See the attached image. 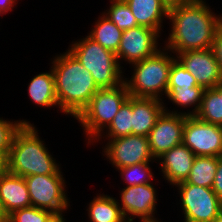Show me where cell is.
<instances>
[{
	"mask_svg": "<svg viewBox=\"0 0 222 222\" xmlns=\"http://www.w3.org/2000/svg\"><path fill=\"white\" fill-rule=\"evenodd\" d=\"M206 2L193 0L168 10L171 29L168 38L163 41L165 49L176 56L188 50L212 48L222 24V14L217 15Z\"/></svg>",
	"mask_w": 222,
	"mask_h": 222,
	"instance_id": "1",
	"label": "cell"
},
{
	"mask_svg": "<svg viewBox=\"0 0 222 222\" xmlns=\"http://www.w3.org/2000/svg\"><path fill=\"white\" fill-rule=\"evenodd\" d=\"M60 113L76 119L100 89L90 71L67 50L50 60Z\"/></svg>",
	"mask_w": 222,
	"mask_h": 222,
	"instance_id": "2",
	"label": "cell"
},
{
	"mask_svg": "<svg viewBox=\"0 0 222 222\" xmlns=\"http://www.w3.org/2000/svg\"><path fill=\"white\" fill-rule=\"evenodd\" d=\"M37 129L33 123L23 124L16 132L6 158L7 171L22 177L63 174Z\"/></svg>",
	"mask_w": 222,
	"mask_h": 222,
	"instance_id": "3",
	"label": "cell"
},
{
	"mask_svg": "<svg viewBox=\"0 0 222 222\" xmlns=\"http://www.w3.org/2000/svg\"><path fill=\"white\" fill-rule=\"evenodd\" d=\"M176 60L172 52L161 48L152 57L129 66L131 77H124L128 93L134 97L157 98L163 101L166 96L169 73Z\"/></svg>",
	"mask_w": 222,
	"mask_h": 222,
	"instance_id": "4",
	"label": "cell"
},
{
	"mask_svg": "<svg viewBox=\"0 0 222 222\" xmlns=\"http://www.w3.org/2000/svg\"><path fill=\"white\" fill-rule=\"evenodd\" d=\"M93 76L99 88H114L124 82L125 71L114 52L87 35L72 41L67 49Z\"/></svg>",
	"mask_w": 222,
	"mask_h": 222,
	"instance_id": "5",
	"label": "cell"
},
{
	"mask_svg": "<svg viewBox=\"0 0 222 222\" xmlns=\"http://www.w3.org/2000/svg\"><path fill=\"white\" fill-rule=\"evenodd\" d=\"M129 96L125 82L114 88H100L92 96L88 106L75 119L85 133L88 146L110 125Z\"/></svg>",
	"mask_w": 222,
	"mask_h": 222,
	"instance_id": "6",
	"label": "cell"
},
{
	"mask_svg": "<svg viewBox=\"0 0 222 222\" xmlns=\"http://www.w3.org/2000/svg\"><path fill=\"white\" fill-rule=\"evenodd\" d=\"M31 206L46 209L58 217H64L70 208L66 180L63 174L30 175L24 177Z\"/></svg>",
	"mask_w": 222,
	"mask_h": 222,
	"instance_id": "7",
	"label": "cell"
},
{
	"mask_svg": "<svg viewBox=\"0 0 222 222\" xmlns=\"http://www.w3.org/2000/svg\"><path fill=\"white\" fill-rule=\"evenodd\" d=\"M179 195L184 222H213L222 212V201L212 188L185 181L174 186Z\"/></svg>",
	"mask_w": 222,
	"mask_h": 222,
	"instance_id": "8",
	"label": "cell"
},
{
	"mask_svg": "<svg viewBox=\"0 0 222 222\" xmlns=\"http://www.w3.org/2000/svg\"><path fill=\"white\" fill-rule=\"evenodd\" d=\"M106 140L102 154L115 170L142 162L157 163L151 153L148 137L130 134Z\"/></svg>",
	"mask_w": 222,
	"mask_h": 222,
	"instance_id": "9",
	"label": "cell"
},
{
	"mask_svg": "<svg viewBox=\"0 0 222 222\" xmlns=\"http://www.w3.org/2000/svg\"><path fill=\"white\" fill-rule=\"evenodd\" d=\"M160 36L157 31L145 26L123 31L119 48L115 53L121 68L124 70L123 60L125 64L132 65L156 54L163 48L160 45L162 43H159Z\"/></svg>",
	"mask_w": 222,
	"mask_h": 222,
	"instance_id": "10",
	"label": "cell"
},
{
	"mask_svg": "<svg viewBox=\"0 0 222 222\" xmlns=\"http://www.w3.org/2000/svg\"><path fill=\"white\" fill-rule=\"evenodd\" d=\"M182 143L195 156L218 157L222 155V126L185 116Z\"/></svg>",
	"mask_w": 222,
	"mask_h": 222,
	"instance_id": "11",
	"label": "cell"
},
{
	"mask_svg": "<svg viewBox=\"0 0 222 222\" xmlns=\"http://www.w3.org/2000/svg\"><path fill=\"white\" fill-rule=\"evenodd\" d=\"M118 205L127 222L157 220L158 193L153 183L124 187L119 192Z\"/></svg>",
	"mask_w": 222,
	"mask_h": 222,
	"instance_id": "12",
	"label": "cell"
},
{
	"mask_svg": "<svg viewBox=\"0 0 222 222\" xmlns=\"http://www.w3.org/2000/svg\"><path fill=\"white\" fill-rule=\"evenodd\" d=\"M175 57L195 77L202 88H214L222 82L219 63L212 48L188 50Z\"/></svg>",
	"mask_w": 222,
	"mask_h": 222,
	"instance_id": "13",
	"label": "cell"
},
{
	"mask_svg": "<svg viewBox=\"0 0 222 222\" xmlns=\"http://www.w3.org/2000/svg\"><path fill=\"white\" fill-rule=\"evenodd\" d=\"M185 115L163 111L149 132L148 141L155 160L182 143Z\"/></svg>",
	"mask_w": 222,
	"mask_h": 222,
	"instance_id": "14",
	"label": "cell"
},
{
	"mask_svg": "<svg viewBox=\"0 0 222 222\" xmlns=\"http://www.w3.org/2000/svg\"><path fill=\"white\" fill-rule=\"evenodd\" d=\"M194 158L195 154L185 144L174 146L157 159L161 176L174 188L188 178Z\"/></svg>",
	"mask_w": 222,
	"mask_h": 222,
	"instance_id": "15",
	"label": "cell"
},
{
	"mask_svg": "<svg viewBox=\"0 0 222 222\" xmlns=\"http://www.w3.org/2000/svg\"><path fill=\"white\" fill-rule=\"evenodd\" d=\"M31 207L28 187L24 177L5 171L0 176V216Z\"/></svg>",
	"mask_w": 222,
	"mask_h": 222,
	"instance_id": "16",
	"label": "cell"
},
{
	"mask_svg": "<svg viewBox=\"0 0 222 222\" xmlns=\"http://www.w3.org/2000/svg\"><path fill=\"white\" fill-rule=\"evenodd\" d=\"M163 111L162 100L132 96V134L147 137Z\"/></svg>",
	"mask_w": 222,
	"mask_h": 222,
	"instance_id": "17",
	"label": "cell"
},
{
	"mask_svg": "<svg viewBox=\"0 0 222 222\" xmlns=\"http://www.w3.org/2000/svg\"><path fill=\"white\" fill-rule=\"evenodd\" d=\"M125 2L139 26L151 28L162 35L163 23L168 19L169 9L161 0H125Z\"/></svg>",
	"mask_w": 222,
	"mask_h": 222,
	"instance_id": "18",
	"label": "cell"
},
{
	"mask_svg": "<svg viewBox=\"0 0 222 222\" xmlns=\"http://www.w3.org/2000/svg\"><path fill=\"white\" fill-rule=\"evenodd\" d=\"M204 88L201 86H195L191 88H181L179 86H167L166 97H163V101L165 98L175 105V108L168 109L167 103H164V111L173 113V114H182L185 116H194L200 107V103L202 101ZM180 110H178L177 108ZM181 108L182 111H181ZM185 108H191L186 111ZM176 109V110H175ZM191 110V111H190Z\"/></svg>",
	"mask_w": 222,
	"mask_h": 222,
	"instance_id": "19",
	"label": "cell"
},
{
	"mask_svg": "<svg viewBox=\"0 0 222 222\" xmlns=\"http://www.w3.org/2000/svg\"><path fill=\"white\" fill-rule=\"evenodd\" d=\"M27 93L31 102L44 109L58 107V100L55 92V78L50 66L49 71L41 72L30 79L27 87Z\"/></svg>",
	"mask_w": 222,
	"mask_h": 222,
	"instance_id": "20",
	"label": "cell"
},
{
	"mask_svg": "<svg viewBox=\"0 0 222 222\" xmlns=\"http://www.w3.org/2000/svg\"><path fill=\"white\" fill-rule=\"evenodd\" d=\"M95 194L86 209L88 222H127L118 205L117 198L113 195Z\"/></svg>",
	"mask_w": 222,
	"mask_h": 222,
	"instance_id": "21",
	"label": "cell"
},
{
	"mask_svg": "<svg viewBox=\"0 0 222 222\" xmlns=\"http://www.w3.org/2000/svg\"><path fill=\"white\" fill-rule=\"evenodd\" d=\"M100 15L97 20L94 21V25L92 24L93 27L89 33H87V36L99 43L102 47L116 53L123 31L103 13Z\"/></svg>",
	"mask_w": 222,
	"mask_h": 222,
	"instance_id": "22",
	"label": "cell"
},
{
	"mask_svg": "<svg viewBox=\"0 0 222 222\" xmlns=\"http://www.w3.org/2000/svg\"><path fill=\"white\" fill-rule=\"evenodd\" d=\"M130 134H132V96H129L122 104L110 125L90 144V146L95 145L99 141L104 140L103 142H105V139L120 138Z\"/></svg>",
	"mask_w": 222,
	"mask_h": 222,
	"instance_id": "23",
	"label": "cell"
},
{
	"mask_svg": "<svg viewBox=\"0 0 222 222\" xmlns=\"http://www.w3.org/2000/svg\"><path fill=\"white\" fill-rule=\"evenodd\" d=\"M218 157L195 156L186 183L212 188L217 171Z\"/></svg>",
	"mask_w": 222,
	"mask_h": 222,
	"instance_id": "24",
	"label": "cell"
},
{
	"mask_svg": "<svg viewBox=\"0 0 222 222\" xmlns=\"http://www.w3.org/2000/svg\"><path fill=\"white\" fill-rule=\"evenodd\" d=\"M194 116L201 121L222 126V95L215 88L205 89Z\"/></svg>",
	"mask_w": 222,
	"mask_h": 222,
	"instance_id": "25",
	"label": "cell"
},
{
	"mask_svg": "<svg viewBox=\"0 0 222 222\" xmlns=\"http://www.w3.org/2000/svg\"><path fill=\"white\" fill-rule=\"evenodd\" d=\"M109 7L102 13L114 22L120 30L125 31L138 25L130 7L125 0H109Z\"/></svg>",
	"mask_w": 222,
	"mask_h": 222,
	"instance_id": "26",
	"label": "cell"
},
{
	"mask_svg": "<svg viewBox=\"0 0 222 222\" xmlns=\"http://www.w3.org/2000/svg\"><path fill=\"white\" fill-rule=\"evenodd\" d=\"M150 163L154 164V162H142L116 169L120 173L124 185H126L124 187L153 183L152 180L154 181L155 175Z\"/></svg>",
	"mask_w": 222,
	"mask_h": 222,
	"instance_id": "27",
	"label": "cell"
},
{
	"mask_svg": "<svg viewBox=\"0 0 222 222\" xmlns=\"http://www.w3.org/2000/svg\"><path fill=\"white\" fill-rule=\"evenodd\" d=\"M7 218L10 222H55L59 217L49 210L31 206L15 210Z\"/></svg>",
	"mask_w": 222,
	"mask_h": 222,
	"instance_id": "28",
	"label": "cell"
},
{
	"mask_svg": "<svg viewBox=\"0 0 222 222\" xmlns=\"http://www.w3.org/2000/svg\"><path fill=\"white\" fill-rule=\"evenodd\" d=\"M23 124H31L28 120H5L0 117V154L8 156L16 132Z\"/></svg>",
	"mask_w": 222,
	"mask_h": 222,
	"instance_id": "29",
	"label": "cell"
},
{
	"mask_svg": "<svg viewBox=\"0 0 222 222\" xmlns=\"http://www.w3.org/2000/svg\"><path fill=\"white\" fill-rule=\"evenodd\" d=\"M168 86L191 88L199 85L195 77L176 59L170 69Z\"/></svg>",
	"mask_w": 222,
	"mask_h": 222,
	"instance_id": "30",
	"label": "cell"
},
{
	"mask_svg": "<svg viewBox=\"0 0 222 222\" xmlns=\"http://www.w3.org/2000/svg\"><path fill=\"white\" fill-rule=\"evenodd\" d=\"M212 49H213L216 59L219 63V68H220L221 75H222V24L219 26V28L216 32Z\"/></svg>",
	"mask_w": 222,
	"mask_h": 222,
	"instance_id": "31",
	"label": "cell"
},
{
	"mask_svg": "<svg viewBox=\"0 0 222 222\" xmlns=\"http://www.w3.org/2000/svg\"><path fill=\"white\" fill-rule=\"evenodd\" d=\"M212 189L218 198L222 201V155L218 156L217 171Z\"/></svg>",
	"mask_w": 222,
	"mask_h": 222,
	"instance_id": "32",
	"label": "cell"
},
{
	"mask_svg": "<svg viewBox=\"0 0 222 222\" xmlns=\"http://www.w3.org/2000/svg\"><path fill=\"white\" fill-rule=\"evenodd\" d=\"M19 0H0V18L8 12H12L17 7ZM16 5V6H15Z\"/></svg>",
	"mask_w": 222,
	"mask_h": 222,
	"instance_id": "33",
	"label": "cell"
},
{
	"mask_svg": "<svg viewBox=\"0 0 222 222\" xmlns=\"http://www.w3.org/2000/svg\"><path fill=\"white\" fill-rule=\"evenodd\" d=\"M193 0H161V2L168 8H174L177 7L178 5H182L188 2H191Z\"/></svg>",
	"mask_w": 222,
	"mask_h": 222,
	"instance_id": "34",
	"label": "cell"
},
{
	"mask_svg": "<svg viewBox=\"0 0 222 222\" xmlns=\"http://www.w3.org/2000/svg\"><path fill=\"white\" fill-rule=\"evenodd\" d=\"M4 154H0V176L7 170V160Z\"/></svg>",
	"mask_w": 222,
	"mask_h": 222,
	"instance_id": "35",
	"label": "cell"
},
{
	"mask_svg": "<svg viewBox=\"0 0 222 222\" xmlns=\"http://www.w3.org/2000/svg\"><path fill=\"white\" fill-rule=\"evenodd\" d=\"M214 88L222 95V82L217 84Z\"/></svg>",
	"mask_w": 222,
	"mask_h": 222,
	"instance_id": "36",
	"label": "cell"
},
{
	"mask_svg": "<svg viewBox=\"0 0 222 222\" xmlns=\"http://www.w3.org/2000/svg\"><path fill=\"white\" fill-rule=\"evenodd\" d=\"M213 222H222V212L218 215V217Z\"/></svg>",
	"mask_w": 222,
	"mask_h": 222,
	"instance_id": "37",
	"label": "cell"
},
{
	"mask_svg": "<svg viewBox=\"0 0 222 222\" xmlns=\"http://www.w3.org/2000/svg\"><path fill=\"white\" fill-rule=\"evenodd\" d=\"M0 222H10L7 217L0 216Z\"/></svg>",
	"mask_w": 222,
	"mask_h": 222,
	"instance_id": "38",
	"label": "cell"
},
{
	"mask_svg": "<svg viewBox=\"0 0 222 222\" xmlns=\"http://www.w3.org/2000/svg\"><path fill=\"white\" fill-rule=\"evenodd\" d=\"M65 217H59L55 222H66Z\"/></svg>",
	"mask_w": 222,
	"mask_h": 222,
	"instance_id": "39",
	"label": "cell"
},
{
	"mask_svg": "<svg viewBox=\"0 0 222 222\" xmlns=\"http://www.w3.org/2000/svg\"><path fill=\"white\" fill-rule=\"evenodd\" d=\"M139 222H161L160 219L157 220H148V221H139Z\"/></svg>",
	"mask_w": 222,
	"mask_h": 222,
	"instance_id": "40",
	"label": "cell"
}]
</instances>
